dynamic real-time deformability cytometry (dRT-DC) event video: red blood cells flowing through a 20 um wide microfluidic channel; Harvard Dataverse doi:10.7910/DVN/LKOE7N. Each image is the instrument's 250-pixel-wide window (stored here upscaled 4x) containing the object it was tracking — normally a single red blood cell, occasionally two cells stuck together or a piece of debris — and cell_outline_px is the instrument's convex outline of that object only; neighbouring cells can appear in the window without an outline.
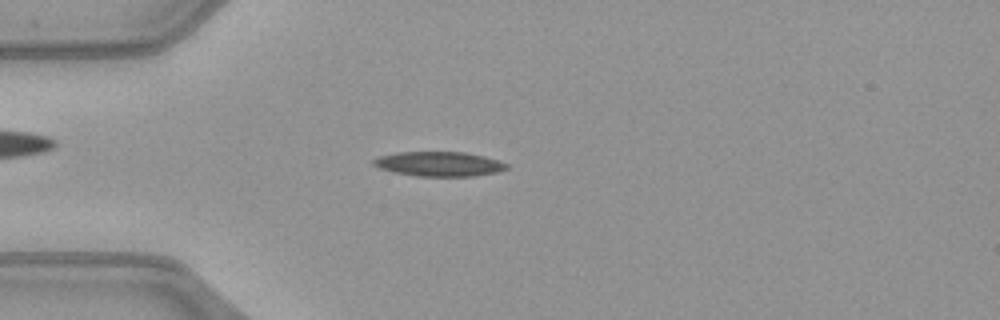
{"species": "common noctule bat (a hibernating species)", "species_latin": "Nyctalus noctula", "temperature_condition": "warm", "stored_images_in_passage": 50, "camera_frame_rate_fps": 3000, "um_per_image_px": 0.085, "animal": {"sex": "female", "body_mass_g": 21.9}, "frame": {"image": 1, "passage_image": 13, "time_ms": 4.0, "image_size_px": [1000, 320], "cell_outline_px": [[508, 168], [496, 172], [472, 176], [416, 176], [396, 172], [380, 168], [372, 164], [372, 160], [380, 156], [396, 152], [464, 152], [484, 156], [508, 164]], "centroid_in_image_um": [37.31, 13.93], "position_along_channel_um": 47.7, "area_um2": 18.9}}
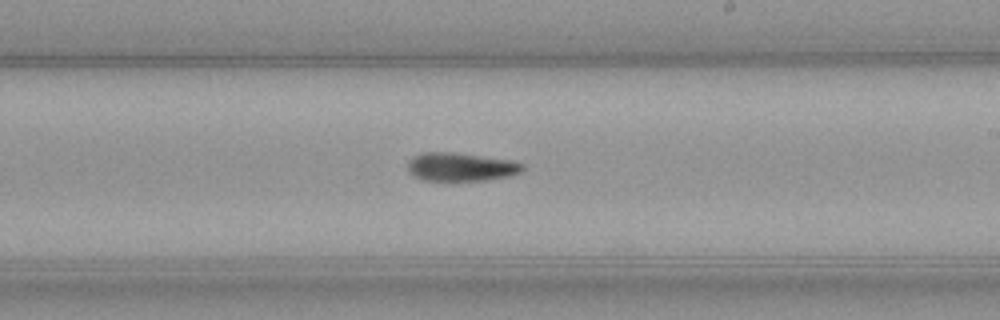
{"frame": {"image": 2, "passage_image": 29, "time_ms": 9.333, "image_size_px": [1000, 320], "cell_outline_px": [[524, 168], [520, 172], [508, 176], [488, 180], [424, 180], [408, 172], [408, 160], [412, 156], [424, 152], [452, 152], [512, 160], [524, 164]], "centroid_in_image_um": [39.16, 14.17], "position_along_channel_um": 249.8, "area_um2": 18.96}}
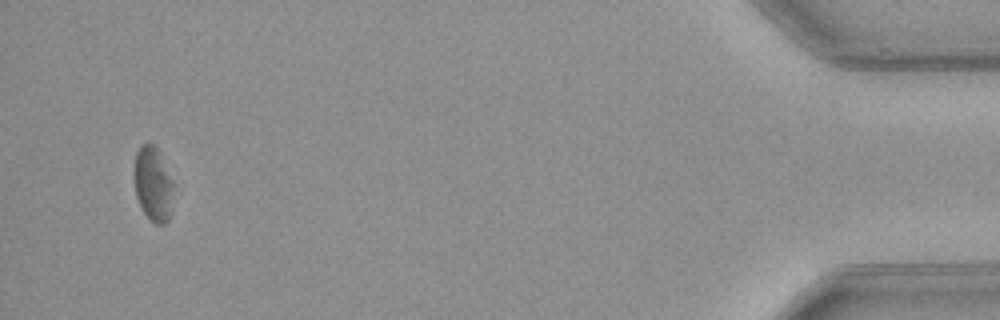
{"frame": {"image": 3, "passage_image": 48, "time_ms": 15.667, "image_size_px": [1000, 320], "cell_outline_px": [[172, 212], [168, 220], [164, 224], [156, 224], [144, 212], [136, 196], [136, 152], [140, 144], [152, 144], [160, 152], [172, 180]], "centroid_in_image_um": [13.05, 15.65], "position_along_channel_um": 422.2, "area_um2": 16.59}, "authors_computed_cell_mechanics": {"area_um2": 19.1318, "velocity_mm_per_s": 4.0503, "shape_relaxation_time_tau1_ms": 6.3088, "shape_relaxation_time_tau2_ms": null, "deformation_change_tau1": 0.1554, "deformation_change_tau2": null}}